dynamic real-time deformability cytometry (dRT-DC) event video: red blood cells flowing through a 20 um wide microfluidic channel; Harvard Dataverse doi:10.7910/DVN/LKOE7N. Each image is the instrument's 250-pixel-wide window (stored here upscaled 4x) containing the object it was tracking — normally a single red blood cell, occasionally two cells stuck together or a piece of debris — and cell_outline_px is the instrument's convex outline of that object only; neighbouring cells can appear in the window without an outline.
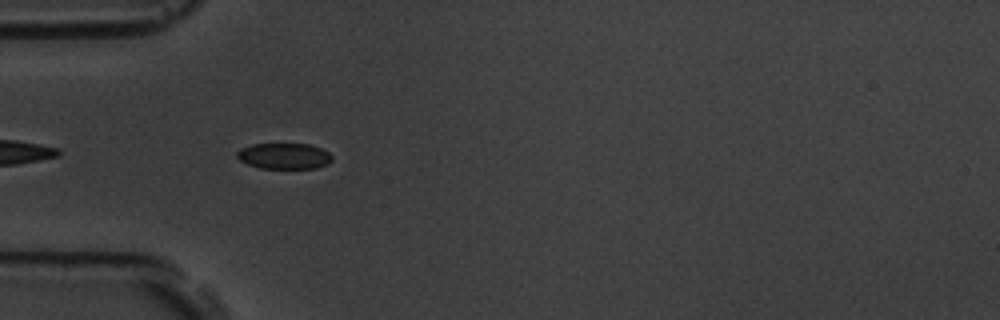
{"species": "common noctule bat (a hibernating species)", "species_latin": "Nyctalus noctula", "temperature_condition": "room temperature", "stored_images_in_passage": 8, "camera_frame_rate_fps": 3000, "um_per_image_px": 0.085, "animal": {"sex": "male", "body_mass_g": 19.5, "forearm_length_mm": 54.6}, "frame": {"image": 1, "passage_image": 5, "time_ms": 4.333, "image_size_px": [1000, 320], "cell_outline_px": [[332, 160], [328, 164], [316, 168], [260, 168], [248, 164], [240, 160], [236, 156], [236, 152], [240, 148], [252, 144], [308, 144], [320, 148], [328, 152], [332, 156]], "centroid_in_image_um": [24.14, 13.26], "position_along_channel_um": 60.9, "area_um2": 14.33}}
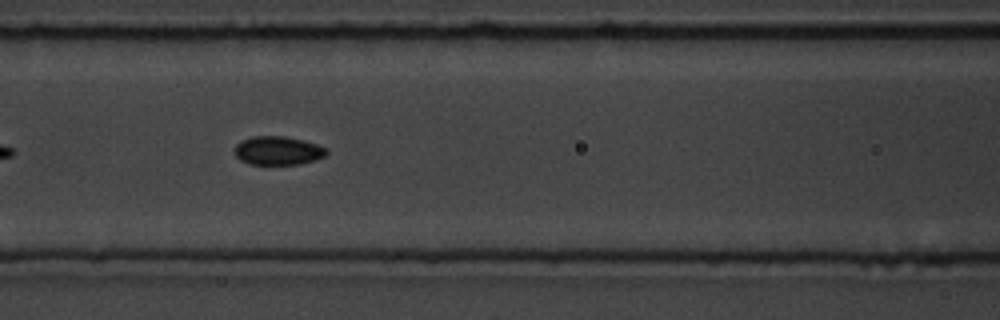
{"frame": {"image": 2, "passage_image": 7, "time_ms": 6.667, "image_size_px": [1000, 320], "cell_outline_px": [[328, 152], [324, 156], [316, 160], [300, 164], [248, 164], [240, 160], [232, 152], [236, 144], [240, 140], [252, 136], [284, 136], [304, 140], [328, 148]], "centroid_in_image_um": [23.6, 12.8], "position_along_channel_um": 143.0, "area_um2": 15.61}}
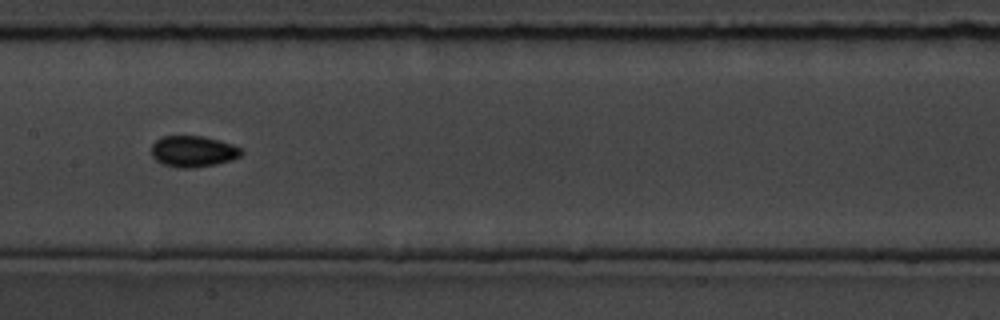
{"frame": {"image": 3, "passage_image": 8, "time_ms": 8.0, "image_size_px": [1000, 320], "cell_outline_px": [[244, 152], [240, 156], [232, 160], [216, 164], [192, 168], [176, 168], [164, 164], [156, 160], [152, 156], [152, 144], [160, 136], [204, 136], [220, 140], [232, 144], [240, 148]], "centroid_in_image_um": [16.42, 12.86], "position_along_channel_um": 191.0, "area_um2": 16.47}}